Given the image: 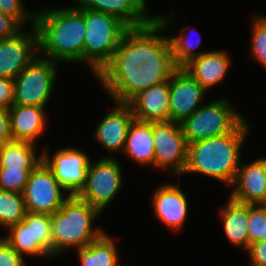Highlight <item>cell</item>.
Wrapping results in <instances>:
<instances>
[{"label":"cell","instance_id":"8992f818","mask_svg":"<svg viewBox=\"0 0 266 266\" xmlns=\"http://www.w3.org/2000/svg\"><path fill=\"white\" fill-rule=\"evenodd\" d=\"M246 118L236 112L227 98H219L201 106L181 123L183 135L188 144L225 135L235 131Z\"/></svg>","mask_w":266,"mask_h":266},{"label":"cell","instance_id":"5bb4252c","mask_svg":"<svg viewBox=\"0 0 266 266\" xmlns=\"http://www.w3.org/2000/svg\"><path fill=\"white\" fill-rule=\"evenodd\" d=\"M240 166L231 185L230 198L240 203L266 204V158Z\"/></svg>","mask_w":266,"mask_h":266},{"label":"cell","instance_id":"7402d4cb","mask_svg":"<svg viewBox=\"0 0 266 266\" xmlns=\"http://www.w3.org/2000/svg\"><path fill=\"white\" fill-rule=\"evenodd\" d=\"M220 216L224 233L230 243L248 250V204L237 202L229 197L228 203L221 208Z\"/></svg>","mask_w":266,"mask_h":266},{"label":"cell","instance_id":"603a6c76","mask_svg":"<svg viewBox=\"0 0 266 266\" xmlns=\"http://www.w3.org/2000/svg\"><path fill=\"white\" fill-rule=\"evenodd\" d=\"M114 239L103 232L96 240L77 249L81 266H123Z\"/></svg>","mask_w":266,"mask_h":266},{"label":"cell","instance_id":"1f68e13d","mask_svg":"<svg viewBox=\"0 0 266 266\" xmlns=\"http://www.w3.org/2000/svg\"><path fill=\"white\" fill-rule=\"evenodd\" d=\"M249 246L261 240L263 228V204H248Z\"/></svg>","mask_w":266,"mask_h":266},{"label":"cell","instance_id":"8d00e7d4","mask_svg":"<svg viewBox=\"0 0 266 266\" xmlns=\"http://www.w3.org/2000/svg\"><path fill=\"white\" fill-rule=\"evenodd\" d=\"M12 141L8 109L0 108V146Z\"/></svg>","mask_w":266,"mask_h":266},{"label":"cell","instance_id":"5b68a950","mask_svg":"<svg viewBox=\"0 0 266 266\" xmlns=\"http://www.w3.org/2000/svg\"><path fill=\"white\" fill-rule=\"evenodd\" d=\"M83 62L94 75L110 61L129 27L118 17L85 8Z\"/></svg>","mask_w":266,"mask_h":266},{"label":"cell","instance_id":"83f0119b","mask_svg":"<svg viewBox=\"0 0 266 266\" xmlns=\"http://www.w3.org/2000/svg\"><path fill=\"white\" fill-rule=\"evenodd\" d=\"M32 244H39L52 257L51 215L31 213Z\"/></svg>","mask_w":266,"mask_h":266},{"label":"cell","instance_id":"7a4b0ae2","mask_svg":"<svg viewBox=\"0 0 266 266\" xmlns=\"http://www.w3.org/2000/svg\"><path fill=\"white\" fill-rule=\"evenodd\" d=\"M78 4L35 12L40 56L55 62H83L85 8Z\"/></svg>","mask_w":266,"mask_h":266},{"label":"cell","instance_id":"30bf717a","mask_svg":"<svg viewBox=\"0 0 266 266\" xmlns=\"http://www.w3.org/2000/svg\"><path fill=\"white\" fill-rule=\"evenodd\" d=\"M154 166L166 168L175 176L183 175L188 153V143L180 123L153 122Z\"/></svg>","mask_w":266,"mask_h":266},{"label":"cell","instance_id":"4fadbf2b","mask_svg":"<svg viewBox=\"0 0 266 266\" xmlns=\"http://www.w3.org/2000/svg\"><path fill=\"white\" fill-rule=\"evenodd\" d=\"M38 33L35 26L32 31H21L9 39L0 40V77H15L37 56Z\"/></svg>","mask_w":266,"mask_h":266},{"label":"cell","instance_id":"2e32d148","mask_svg":"<svg viewBox=\"0 0 266 266\" xmlns=\"http://www.w3.org/2000/svg\"><path fill=\"white\" fill-rule=\"evenodd\" d=\"M156 217L171 230H179L184 225L188 212V201L180 184H163L152 196Z\"/></svg>","mask_w":266,"mask_h":266},{"label":"cell","instance_id":"52a82bcc","mask_svg":"<svg viewBox=\"0 0 266 266\" xmlns=\"http://www.w3.org/2000/svg\"><path fill=\"white\" fill-rule=\"evenodd\" d=\"M56 63L37 55L14 79L13 105L45 107L54 90Z\"/></svg>","mask_w":266,"mask_h":266},{"label":"cell","instance_id":"6da1fadb","mask_svg":"<svg viewBox=\"0 0 266 266\" xmlns=\"http://www.w3.org/2000/svg\"><path fill=\"white\" fill-rule=\"evenodd\" d=\"M170 18L160 14L124 33L112 58L96 75L114 102L128 103L140 91L169 80L176 66L169 38L159 33L170 27Z\"/></svg>","mask_w":266,"mask_h":266},{"label":"cell","instance_id":"9a60e30c","mask_svg":"<svg viewBox=\"0 0 266 266\" xmlns=\"http://www.w3.org/2000/svg\"><path fill=\"white\" fill-rule=\"evenodd\" d=\"M116 103L113 110L100 121L96 127L97 141L109 152L106 158H113L112 153L121 149L124 151L126 137L130 124L134 120L133 112L128 103Z\"/></svg>","mask_w":266,"mask_h":266},{"label":"cell","instance_id":"ba28073f","mask_svg":"<svg viewBox=\"0 0 266 266\" xmlns=\"http://www.w3.org/2000/svg\"><path fill=\"white\" fill-rule=\"evenodd\" d=\"M123 181L119 162L104 157L94 164L90 162L85 185L76 196L103 212L118 194Z\"/></svg>","mask_w":266,"mask_h":266},{"label":"cell","instance_id":"ac0fdd59","mask_svg":"<svg viewBox=\"0 0 266 266\" xmlns=\"http://www.w3.org/2000/svg\"><path fill=\"white\" fill-rule=\"evenodd\" d=\"M84 8L114 15L129 28L151 23L155 16H148L146 0H74Z\"/></svg>","mask_w":266,"mask_h":266},{"label":"cell","instance_id":"44dd1931","mask_svg":"<svg viewBox=\"0 0 266 266\" xmlns=\"http://www.w3.org/2000/svg\"><path fill=\"white\" fill-rule=\"evenodd\" d=\"M125 154L136 163L154 164L153 122L133 120L126 137Z\"/></svg>","mask_w":266,"mask_h":266},{"label":"cell","instance_id":"d590c367","mask_svg":"<svg viewBox=\"0 0 266 266\" xmlns=\"http://www.w3.org/2000/svg\"><path fill=\"white\" fill-rule=\"evenodd\" d=\"M246 252L250 257V264L266 266V241L251 244Z\"/></svg>","mask_w":266,"mask_h":266},{"label":"cell","instance_id":"f546056e","mask_svg":"<svg viewBox=\"0 0 266 266\" xmlns=\"http://www.w3.org/2000/svg\"><path fill=\"white\" fill-rule=\"evenodd\" d=\"M32 170L0 168V189L23 193Z\"/></svg>","mask_w":266,"mask_h":266},{"label":"cell","instance_id":"ffe728a7","mask_svg":"<svg viewBox=\"0 0 266 266\" xmlns=\"http://www.w3.org/2000/svg\"><path fill=\"white\" fill-rule=\"evenodd\" d=\"M231 64L225 51H208L193 59L184 69L207 91L222 82Z\"/></svg>","mask_w":266,"mask_h":266},{"label":"cell","instance_id":"cb8c5ba5","mask_svg":"<svg viewBox=\"0 0 266 266\" xmlns=\"http://www.w3.org/2000/svg\"><path fill=\"white\" fill-rule=\"evenodd\" d=\"M35 144L10 141L0 146V168L34 169L42 160V153L36 156Z\"/></svg>","mask_w":266,"mask_h":266},{"label":"cell","instance_id":"74e56055","mask_svg":"<svg viewBox=\"0 0 266 266\" xmlns=\"http://www.w3.org/2000/svg\"><path fill=\"white\" fill-rule=\"evenodd\" d=\"M260 241H266V204H263V228Z\"/></svg>","mask_w":266,"mask_h":266},{"label":"cell","instance_id":"7c38bea8","mask_svg":"<svg viewBox=\"0 0 266 266\" xmlns=\"http://www.w3.org/2000/svg\"><path fill=\"white\" fill-rule=\"evenodd\" d=\"M206 90L184 68H176L169 78L170 121L181 123L201 106Z\"/></svg>","mask_w":266,"mask_h":266},{"label":"cell","instance_id":"e575fe53","mask_svg":"<svg viewBox=\"0 0 266 266\" xmlns=\"http://www.w3.org/2000/svg\"><path fill=\"white\" fill-rule=\"evenodd\" d=\"M14 101V80L0 77V108L9 109Z\"/></svg>","mask_w":266,"mask_h":266},{"label":"cell","instance_id":"e0dca14e","mask_svg":"<svg viewBox=\"0 0 266 266\" xmlns=\"http://www.w3.org/2000/svg\"><path fill=\"white\" fill-rule=\"evenodd\" d=\"M128 104L137 121L148 123L170 121L169 80L140 91Z\"/></svg>","mask_w":266,"mask_h":266},{"label":"cell","instance_id":"d4e9b609","mask_svg":"<svg viewBox=\"0 0 266 266\" xmlns=\"http://www.w3.org/2000/svg\"><path fill=\"white\" fill-rule=\"evenodd\" d=\"M7 230H9L8 235L2 238L21 256L24 257L27 254L40 256L41 258H51L39 244H32L31 212H27L21 222L9 227Z\"/></svg>","mask_w":266,"mask_h":266},{"label":"cell","instance_id":"277c9868","mask_svg":"<svg viewBox=\"0 0 266 266\" xmlns=\"http://www.w3.org/2000/svg\"><path fill=\"white\" fill-rule=\"evenodd\" d=\"M101 212L76 195L69 196L60 210L51 215L52 257L71 247H86L104 231L93 228L94 219Z\"/></svg>","mask_w":266,"mask_h":266},{"label":"cell","instance_id":"3957f363","mask_svg":"<svg viewBox=\"0 0 266 266\" xmlns=\"http://www.w3.org/2000/svg\"><path fill=\"white\" fill-rule=\"evenodd\" d=\"M250 132L248 120L235 131L188 144L183 174L200 173L231 186L240 166V151Z\"/></svg>","mask_w":266,"mask_h":266},{"label":"cell","instance_id":"4316f807","mask_svg":"<svg viewBox=\"0 0 266 266\" xmlns=\"http://www.w3.org/2000/svg\"><path fill=\"white\" fill-rule=\"evenodd\" d=\"M181 36H168L171 45L173 62L176 68H184L193 59L198 58L206 52L195 53L194 49L201 44V38L196 40V44L190 41L188 36H185V29L180 30Z\"/></svg>","mask_w":266,"mask_h":266},{"label":"cell","instance_id":"484cf974","mask_svg":"<svg viewBox=\"0 0 266 266\" xmlns=\"http://www.w3.org/2000/svg\"><path fill=\"white\" fill-rule=\"evenodd\" d=\"M26 213L22 193L0 189V226L8 229L21 222Z\"/></svg>","mask_w":266,"mask_h":266},{"label":"cell","instance_id":"4dcf8cb0","mask_svg":"<svg viewBox=\"0 0 266 266\" xmlns=\"http://www.w3.org/2000/svg\"><path fill=\"white\" fill-rule=\"evenodd\" d=\"M22 0H0V12L16 19L21 25L26 21L35 26V13H29Z\"/></svg>","mask_w":266,"mask_h":266},{"label":"cell","instance_id":"8fae6325","mask_svg":"<svg viewBox=\"0 0 266 266\" xmlns=\"http://www.w3.org/2000/svg\"><path fill=\"white\" fill-rule=\"evenodd\" d=\"M43 161L52 170L58 183L69 192L77 195L85 185L90 158L85 152L75 148H62L50 155L45 148L42 152Z\"/></svg>","mask_w":266,"mask_h":266},{"label":"cell","instance_id":"f1b7e54d","mask_svg":"<svg viewBox=\"0 0 266 266\" xmlns=\"http://www.w3.org/2000/svg\"><path fill=\"white\" fill-rule=\"evenodd\" d=\"M252 21L251 55L266 68V17L257 16Z\"/></svg>","mask_w":266,"mask_h":266},{"label":"cell","instance_id":"836d02e7","mask_svg":"<svg viewBox=\"0 0 266 266\" xmlns=\"http://www.w3.org/2000/svg\"><path fill=\"white\" fill-rule=\"evenodd\" d=\"M21 28L16 19L0 12V40L16 36L22 31Z\"/></svg>","mask_w":266,"mask_h":266},{"label":"cell","instance_id":"d6a6232c","mask_svg":"<svg viewBox=\"0 0 266 266\" xmlns=\"http://www.w3.org/2000/svg\"><path fill=\"white\" fill-rule=\"evenodd\" d=\"M0 266H27L24 257L0 236Z\"/></svg>","mask_w":266,"mask_h":266},{"label":"cell","instance_id":"9c48e42d","mask_svg":"<svg viewBox=\"0 0 266 266\" xmlns=\"http://www.w3.org/2000/svg\"><path fill=\"white\" fill-rule=\"evenodd\" d=\"M55 178L52 170L42 160L29 174L22 193L27 212L52 215L60 210L69 198Z\"/></svg>","mask_w":266,"mask_h":266},{"label":"cell","instance_id":"d6986e66","mask_svg":"<svg viewBox=\"0 0 266 266\" xmlns=\"http://www.w3.org/2000/svg\"><path fill=\"white\" fill-rule=\"evenodd\" d=\"M45 107L12 105L9 111L10 133L12 141H35L46 130Z\"/></svg>","mask_w":266,"mask_h":266}]
</instances>
